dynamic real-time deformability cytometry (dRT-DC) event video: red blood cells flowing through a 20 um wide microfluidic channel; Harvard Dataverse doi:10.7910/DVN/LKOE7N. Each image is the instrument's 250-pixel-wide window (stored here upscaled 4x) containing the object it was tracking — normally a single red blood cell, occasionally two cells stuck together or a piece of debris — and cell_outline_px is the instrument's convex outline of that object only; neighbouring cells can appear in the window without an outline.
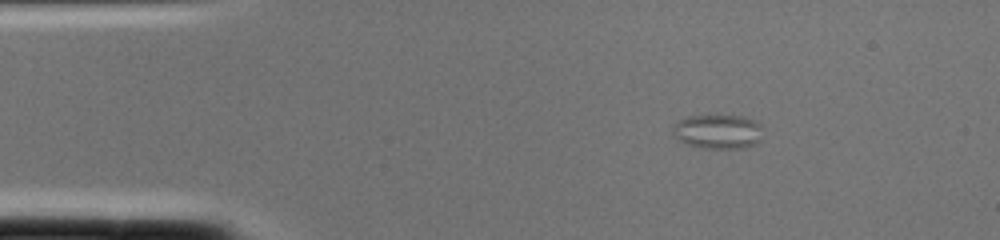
{"species": "common noctule bat (a hibernating species)", "species_latin": "Nyctalus noctula", "temperature_condition": "cold", "stored_images_in_passage": 1, "camera_frame_rate_fps": 3000, "um_per_image_px": 0.085, "animal": {"sex": "female", "body_mass_g": 22.0, "forearm_length_mm": 56.7}, "frame": {"image": 1, "passage_image": 1, "time_ms": 0.0, "image_size_px": [1000, 240], "cell_outline_px": [[760, 140], [756, 144], [740, 148], [704, 148], [688, 144], [680, 140], [672, 132], [676, 124], [680, 120], [688, 116], [740, 116], [756, 120], [760, 124]], "centroid_in_image_um": [61.05, 11.18], "position_along_channel_um": 24.0, "area_um2": 17.63}}